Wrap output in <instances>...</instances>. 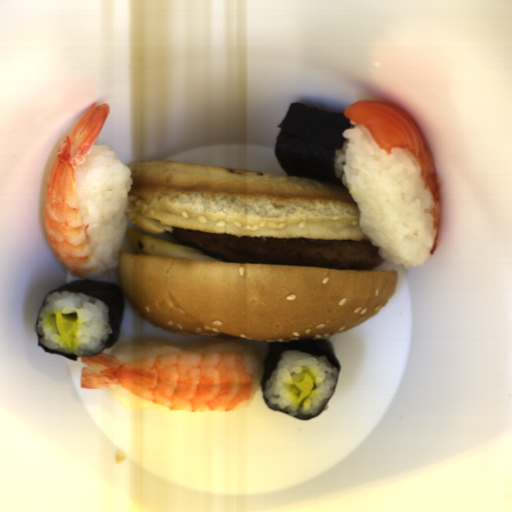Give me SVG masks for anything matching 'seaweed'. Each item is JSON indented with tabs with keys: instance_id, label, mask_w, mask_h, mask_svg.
I'll use <instances>...</instances> for the list:
<instances>
[{
	"instance_id": "1faa68ee",
	"label": "seaweed",
	"mask_w": 512,
	"mask_h": 512,
	"mask_svg": "<svg viewBox=\"0 0 512 512\" xmlns=\"http://www.w3.org/2000/svg\"><path fill=\"white\" fill-rule=\"evenodd\" d=\"M352 119L346 115L291 102L273 146L286 176L312 178L342 184L335 156L346 139Z\"/></svg>"
},
{
	"instance_id": "7513b1e5",
	"label": "seaweed",
	"mask_w": 512,
	"mask_h": 512,
	"mask_svg": "<svg viewBox=\"0 0 512 512\" xmlns=\"http://www.w3.org/2000/svg\"><path fill=\"white\" fill-rule=\"evenodd\" d=\"M297 351L302 352L306 354H311L312 356L317 357H323L326 358L327 361L330 363L331 367L338 368V377H337V383L336 388L341 372V362L337 358L333 345L331 341H329L326 338H312V339H301V340H289V341H283L278 343H270L267 346V353L264 359V362L262 364L263 367V374H262V380L260 382V391H261V397L262 400L267 407V401L264 396V386L267 383L270 375L272 372L277 368V364L282 357L283 353L286 351ZM335 388V390H336ZM334 390V392H335ZM334 392L330 398L332 399ZM330 400L327 402V404L330 402ZM327 404L324 406V408L327 406ZM269 408V407H268ZM324 408L319 411L314 416H303V417H296L299 419H313L316 416L320 415L321 412L324 410ZM270 409V408H269ZM274 411H278L284 414H287L284 409H272ZM289 415V414H287Z\"/></svg>"
},
{
	"instance_id": "45ffbabd",
	"label": "seaweed",
	"mask_w": 512,
	"mask_h": 512,
	"mask_svg": "<svg viewBox=\"0 0 512 512\" xmlns=\"http://www.w3.org/2000/svg\"><path fill=\"white\" fill-rule=\"evenodd\" d=\"M55 292H71V293L92 296V297L98 299L99 301L103 302L104 305L107 307L108 314H109V327L111 329L112 334L109 335L108 339L104 343L103 349L97 354H101L102 351H104L105 349H107V348L113 346L114 344H116L117 342H119L121 330H122L125 306H126L125 297H124L121 287H118L112 283H108V282L101 281V280H79L78 279V280H73L67 284H64V285L54 289L53 291L47 293L40 304L36 323H35V333L37 336V346L39 348H43L44 352H46L48 354H52V355H61L63 357L71 359L73 361H77L78 357H81V356L53 350L51 348L46 347L41 342V337L38 333L39 314L42 310V305H43L44 299Z\"/></svg>"
}]
</instances>
